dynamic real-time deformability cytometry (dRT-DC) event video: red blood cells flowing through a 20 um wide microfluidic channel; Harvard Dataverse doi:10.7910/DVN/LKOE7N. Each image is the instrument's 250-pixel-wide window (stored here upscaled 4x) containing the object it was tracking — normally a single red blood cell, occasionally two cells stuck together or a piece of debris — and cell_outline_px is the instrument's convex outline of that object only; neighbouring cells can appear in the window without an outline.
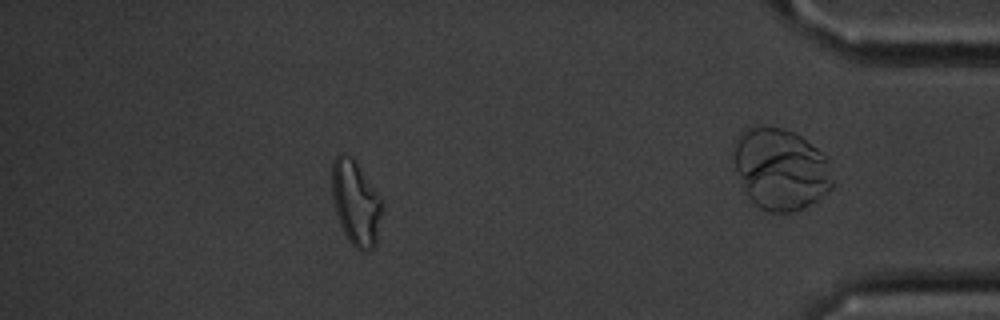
{"species": "common noctule bat (a hibernating species)", "species_latin": "Nyctalus noctula", "temperature_condition": "cold", "stored_images_in_passage": 49, "camera_frame_rate_fps": 3000, "um_per_image_px": 0.085, "animal": {"sex": "male", "body_mass_g": 20.1, "forearm_length_mm": 53.5}, "frame": {"image": 1, "passage_image": 42, "time_ms": 13.667, "image_size_px": [1000, 320], "cell_outline_px": [[380, 212], [376, 244], [368, 252], [360, 252], [348, 240], [340, 224], [336, 212], [332, 192], [332, 164], [336, 156], [340, 152], [344, 152], [356, 160], [380, 196]], "centroid_in_image_um": [30.22, 17.22], "position_along_channel_um": 405.0, "area_um2": 24.51}}